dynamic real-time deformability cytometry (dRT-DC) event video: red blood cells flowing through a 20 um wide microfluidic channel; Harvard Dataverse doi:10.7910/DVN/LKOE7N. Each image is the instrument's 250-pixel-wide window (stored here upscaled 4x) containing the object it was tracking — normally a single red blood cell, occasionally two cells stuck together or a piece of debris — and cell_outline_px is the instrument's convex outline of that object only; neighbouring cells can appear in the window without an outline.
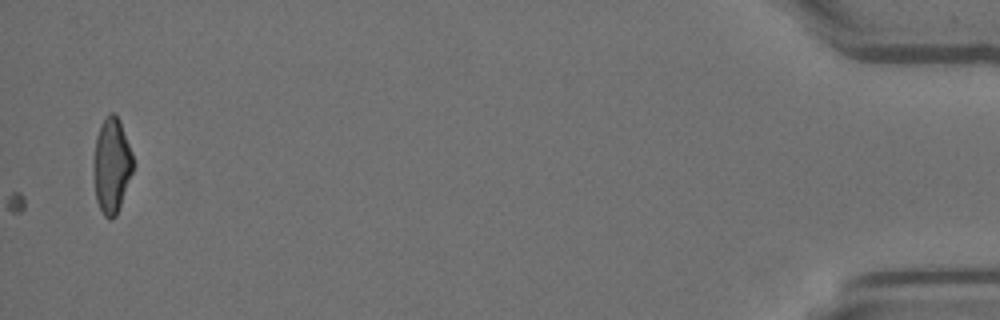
{"species": "Egyptian fruit bat (a non-hibernating species)", "species_latin": "Rousettus aegyptiacus", "temperature_condition": "room temperature", "stored_images_in_passage": 56, "camera_frame_rate_fps": 3000, "um_per_image_px": 0.085, "animal": {"sex": "female"}, "frame": {"image": 1, "passage_image": 56, "time_ms": 18.333, "image_size_px": [1000, 320], "cell_outline_px": [[132, 172], [116, 216], [112, 220], [108, 220], [104, 216], [96, 200], [92, 168], [92, 164], [96, 136], [100, 124], [112, 112], [120, 120], [132, 152]], "centroid_in_image_um": [9.46, 14.08], "position_along_channel_um": 425.7, "area_um2": 21.91}}